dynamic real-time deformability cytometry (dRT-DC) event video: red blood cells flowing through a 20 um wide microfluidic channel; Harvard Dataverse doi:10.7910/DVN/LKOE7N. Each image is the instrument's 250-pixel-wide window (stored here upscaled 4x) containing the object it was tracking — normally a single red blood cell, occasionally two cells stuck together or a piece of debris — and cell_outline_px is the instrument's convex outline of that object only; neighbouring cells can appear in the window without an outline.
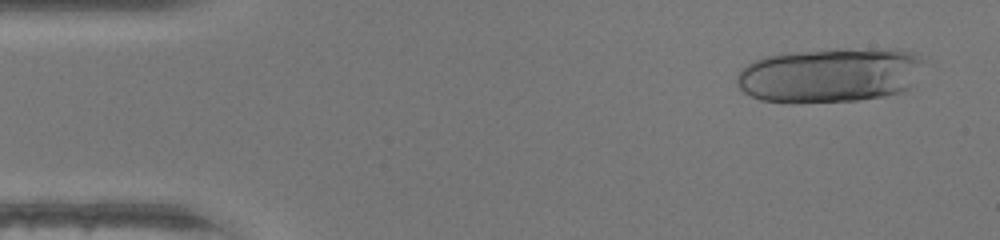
{"species": "human", "species_latin": "Homo sapiens", "temperature_condition": "warm", "stored_images_in_passage": 47, "camera_frame_rate_fps": 3000, "um_per_image_px": 0.085, "donor": {"sex": "female"}, "frame": {"image": 1, "passage_image": 3, "time_ms": 0.667, "image_size_px": [1000, 240], "cell_outline_px": [[928, 56], [912, 88], [904, 92], [884, 96], [856, 100], [760, 100], [744, 92], [736, 84], [736, 76], [740, 68], [756, 60], [768, 56], [788, 52], [836, 48], [904, 48]], "centroid_in_image_um": [70.7, 6.31], "position_along_channel_um": 14.3, "area_um2": 60.23}}
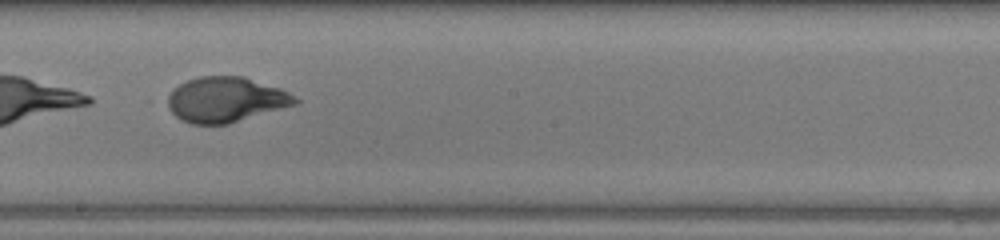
{"frame": {"image": 2, "passage_image": 26, "time_ms": 8.333, "image_size_px": [1000, 240], "cell_outline_px": [[300, 100], [296, 104], [228, 124], [192, 124], [180, 120], [168, 108], [168, 96], [172, 88], [188, 80], [200, 76], [244, 76], [280, 88], [288, 92]], "centroid_in_image_um": [19.17, 8.46], "position_along_channel_um": 229.0, "area_um2": 33.52}}
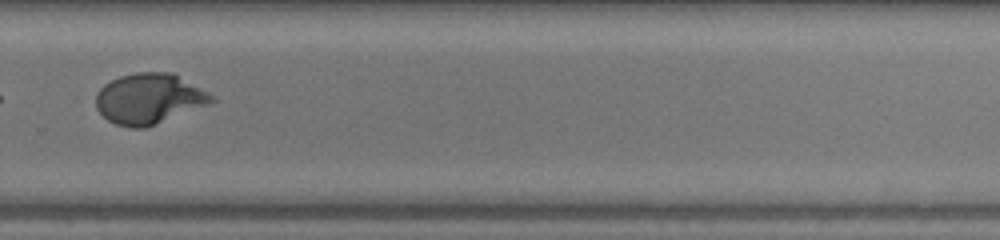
{"frame": {"image": 3, "passage_image": 32, "time_ms": 10.333, "image_size_px": [1000, 240], "cell_outline_px": [[220, 100], [144, 128], [132, 128], [116, 124], [108, 120], [96, 108], [96, 96], [100, 88], [104, 84], [120, 76], [136, 72], [172, 72], [208, 92]], "centroid_in_image_um": [12.69, 8.38], "position_along_channel_um": 317.1, "area_um2": 33.87}, "authors_computed_cell_mechanics": {"area_um2": 33.6974, "velocity_mm_per_s": 4.4018, "shape_relaxation_time_tau1_ms": 7.6333, "shape_relaxation_time_tau2_ms": null, "deformation_change_tau1": 0.359, "deformation_change_tau2": null}}